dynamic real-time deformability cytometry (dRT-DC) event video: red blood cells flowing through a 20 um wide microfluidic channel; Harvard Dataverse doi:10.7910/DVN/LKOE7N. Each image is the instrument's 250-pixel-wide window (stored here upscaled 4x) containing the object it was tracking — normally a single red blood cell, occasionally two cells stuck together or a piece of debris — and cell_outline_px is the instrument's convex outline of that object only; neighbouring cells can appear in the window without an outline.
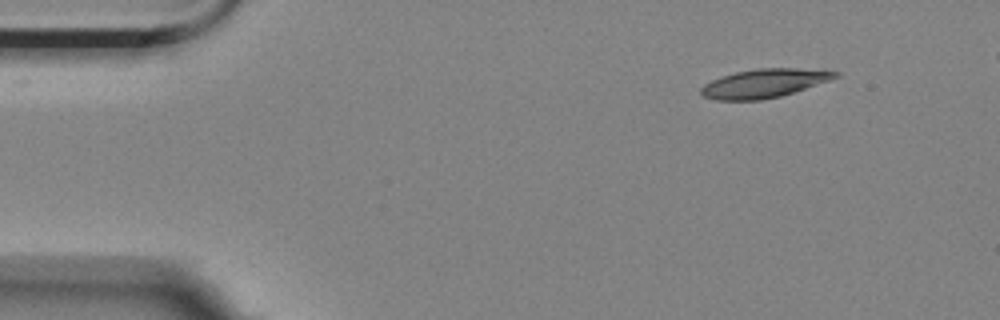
{"species": "Egyptian fruit bat (a non-hibernating species)", "species_latin": "Rousettus aegyptiacus", "temperature_condition": "room temperature", "stored_images_in_passage": 50, "camera_frame_rate_fps": 3000, "um_per_image_px": 0.085, "animal": {"sex": "female"}, "frame": {"image": 1, "passage_image": 1, "time_ms": 0.0, "image_size_px": [1000, 320], "cell_outline_px": [[840, 76], [780, 96], [760, 100], [716, 100], [704, 96], [700, 92], [700, 88], [704, 84], [720, 76], [736, 72], [756, 68], [824, 68], [840, 72]], "centroid_in_image_um": [64.98, 7.05], "position_along_channel_um": 20.0, "area_um2": 22.54}}
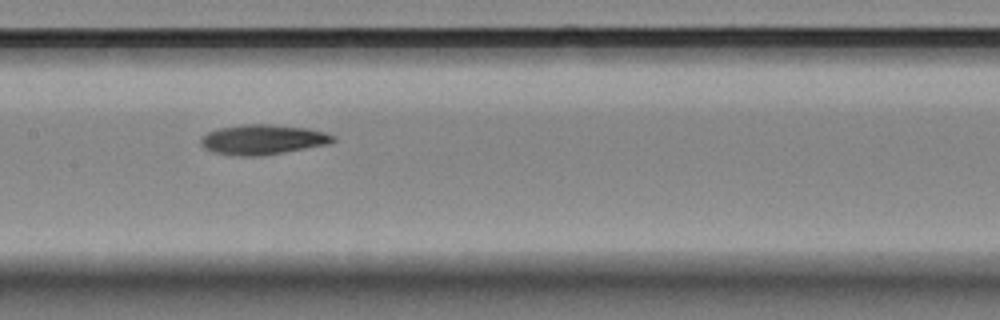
{"frame": {"image": 2, "passage_image": 22, "time_ms": 7.0, "image_size_px": [1000, 320], "cell_outline_px": [[336, 140], [328, 144], [264, 156], [236, 156], [212, 152], [204, 148], [200, 144], [200, 136], [208, 132], [220, 128], [240, 124], [268, 124], [308, 128], [324, 132], [336, 136]], "centroid_in_image_um": [22.31, 11.87], "position_along_channel_um": 185.1, "area_um2": 23.35}}
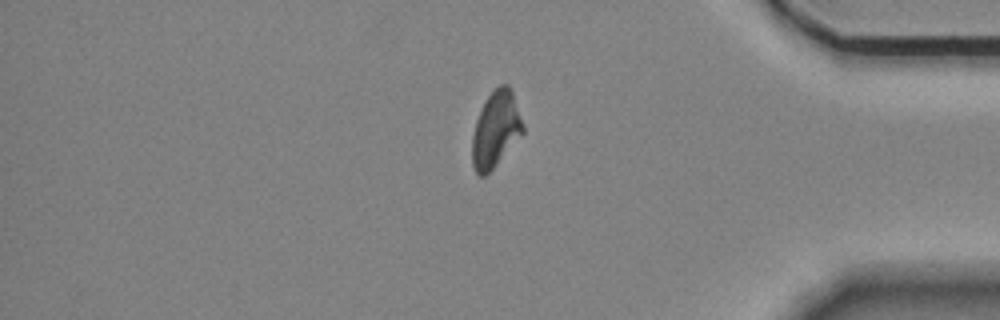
{"frame": {"image": 3, "passage_image": 42, "time_ms": 13.667, "image_size_px": [1000, 320], "cell_outline_px": [[524, 132], [496, 164], [484, 176], [480, 176], [476, 172], [472, 164], [472, 136], [476, 120], [488, 96], [500, 84], [508, 84], [512, 92], [524, 124]], "centroid_in_image_um": [42.14, 11.0], "position_along_channel_um": 393.1, "area_um2": 22.02}, "authors_computed_cell_mechanics": {"area_um2": 22.5998, "velocity_mm_per_s": 3.5066, "shape_relaxation_time_tau1_ms": 4.4654, "shape_relaxation_time_tau2_ms": null, "deformation_change_tau1": 0.1675, "deformation_change_tau2": null}}